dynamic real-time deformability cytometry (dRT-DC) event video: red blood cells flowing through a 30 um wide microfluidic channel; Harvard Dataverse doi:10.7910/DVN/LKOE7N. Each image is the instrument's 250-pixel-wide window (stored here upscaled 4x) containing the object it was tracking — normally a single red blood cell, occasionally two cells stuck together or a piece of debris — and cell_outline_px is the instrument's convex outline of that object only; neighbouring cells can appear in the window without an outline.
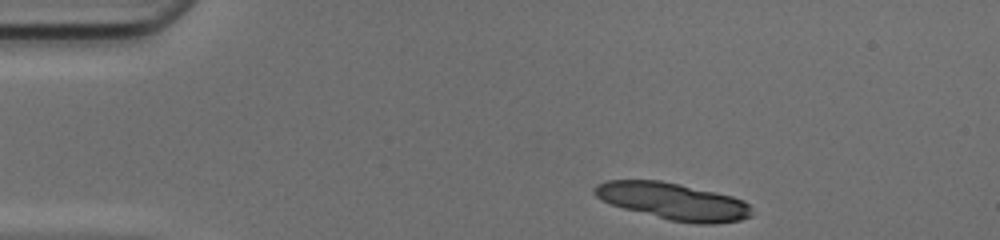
{"species": "common noctule bat (a hibernating species)", "species_latin": "Nyctalus noctula", "temperature_condition": "cold", "stored_images_in_passage": 35, "camera_frame_rate_fps": 3000, "um_per_image_px": 0.085, "animal": {"sex": "female", "body_mass_g": 17.0, "forearm_length_mm": 48.0}, "frame": {"image": 1, "passage_image": 1, "time_ms": 0.0, "image_size_px": [1000, 240], "cell_outline_px": [[752, 216], [740, 220], [716, 224], [696, 224], [672, 220], [624, 208], [612, 204], [596, 196], [592, 192], [592, 188], [596, 184], [604, 180], [660, 180], [680, 184], [716, 192], [732, 196], [744, 200], [752, 208]], "centroid_in_image_um": [57.24, 17.1], "position_along_channel_um": 27.8, "area_um2": 33.76}}
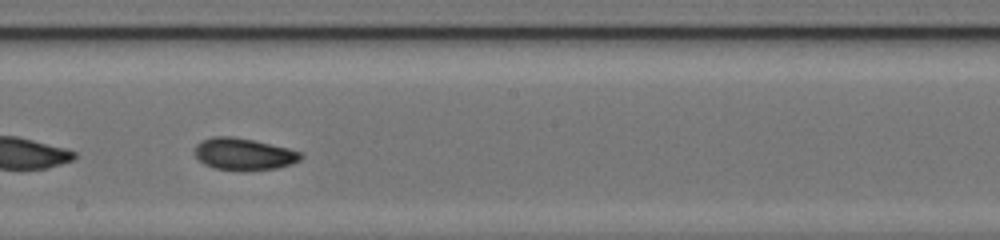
{"frame": {"image": 2, "passage_image": 21, "time_ms": 6.667, "image_size_px": [1000, 240], "cell_outline_px": [[304, 156], [300, 160], [292, 164], [276, 168], [212, 168], [204, 164], [196, 156], [196, 144], [200, 140], [212, 136], [232, 136], [252, 140], [288, 148], [304, 152]], "centroid_in_image_um": [20.74, 13.05], "position_along_channel_um": 227.5, "area_um2": 19.19}}
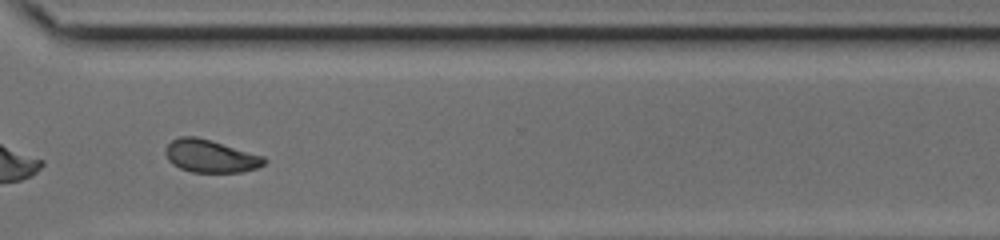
{"frame": {"image": 3, "passage_image": 30, "time_ms": 9.667, "image_size_px": [1000, 240], "cell_outline_px": [[268, 160], [264, 164], [256, 168], [240, 172], [192, 172], [180, 168], [172, 164], [168, 160], [164, 152], [164, 148], [172, 140], [180, 136], [196, 136], [212, 140], [264, 156]], "centroid_in_image_um": [17.87, 13.26], "position_along_channel_um": 352.7, "area_um2": 18.96}, "authors_computed_cell_mechanics": {"area_um2": 19.8254, "velocity_mm_per_s": 4.1756, "shape_relaxation_time_tau1_ms": 8.0169, "shape_relaxation_time_tau2_ms": 2.2782, "deformation_change_tau1": 0.1801, "deformation_change_tau2": 0.0714}}